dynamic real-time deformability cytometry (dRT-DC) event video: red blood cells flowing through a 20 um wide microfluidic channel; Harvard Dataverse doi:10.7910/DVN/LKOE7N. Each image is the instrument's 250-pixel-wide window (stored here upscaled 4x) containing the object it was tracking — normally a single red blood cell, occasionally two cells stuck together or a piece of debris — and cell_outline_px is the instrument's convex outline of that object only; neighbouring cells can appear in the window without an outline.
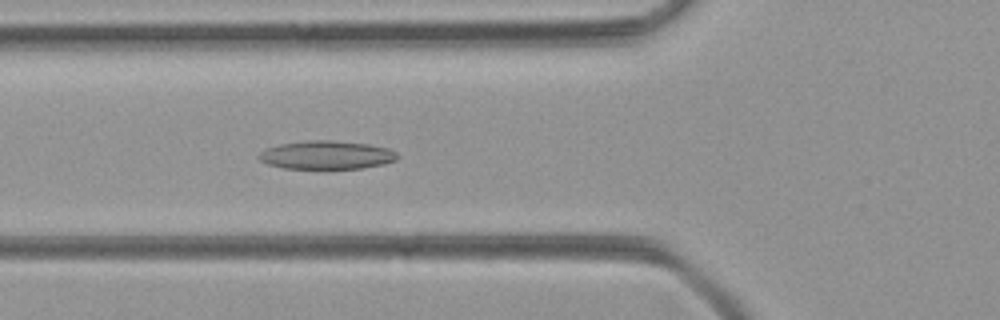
{"species": "common noctule bat (a hibernating species)", "species_latin": "Nyctalus noctula", "temperature_condition": "room temperature", "stored_images_in_passage": 38, "camera_frame_rate_fps": 3000, "um_per_image_px": 0.085, "animal": {"sex": "female", "body_mass_g": 21.9}, "frame": {"image": 1, "passage_image": 9, "time_ms": 2.667, "image_size_px": [1000, 320], "cell_outline_px": [[400, 156], [396, 160], [384, 164], [364, 168], [284, 168], [268, 164], [260, 160], [256, 156], [264, 148], [280, 144], [308, 140], [332, 140], [368, 144], [388, 148], [396, 152]], "centroid_in_image_um": [27.76, 13.17], "position_along_channel_um": 98.0, "area_um2": 23.0}}
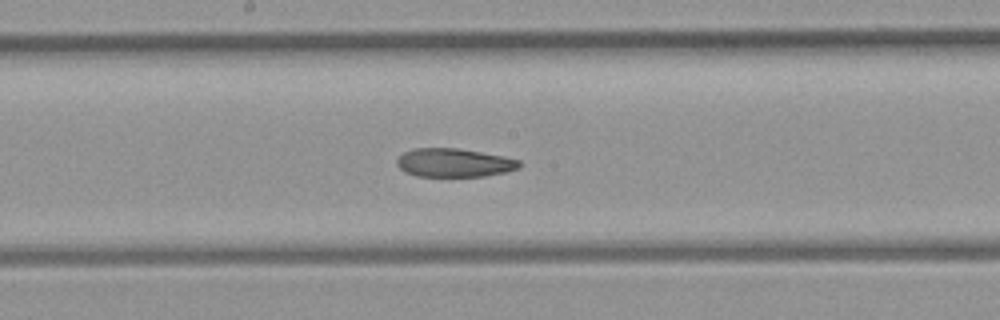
{"frame": {"image": 2, "passage_image": 17, "time_ms": 5.333, "image_size_px": [1000, 320], "cell_outline_px": [[520, 168], [508, 172], [484, 176], [416, 176], [404, 172], [396, 164], [396, 160], [404, 152], [412, 148], [456, 148], [504, 156], [520, 160]], "centroid_in_image_um": [38.6, 13.83], "position_along_channel_um": 209.6, "area_um2": 20.46}}
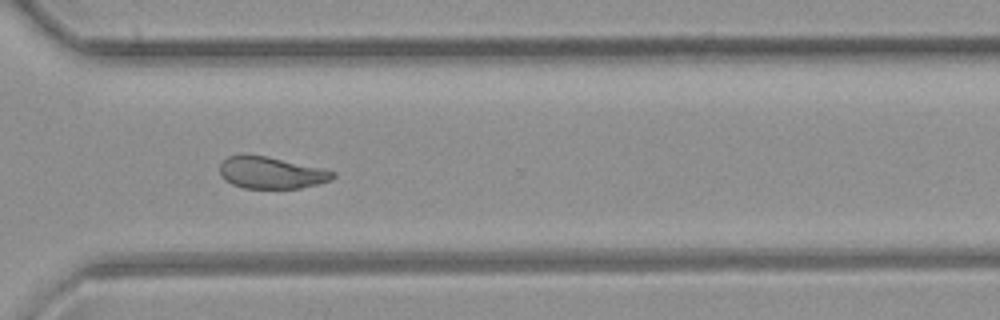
{"frame": {"image": 3, "passage_image": 27, "time_ms": 8.667, "image_size_px": [1000, 320], "cell_outline_px": [[336, 176], [332, 180], [300, 188], [244, 188], [232, 184], [224, 180], [220, 172], [220, 164], [228, 156], [264, 156], [324, 168], [336, 172]], "centroid_in_image_um": [23.09, 14.7], "position_along_channel_um": 347.5, "area_um2": 20.69}}